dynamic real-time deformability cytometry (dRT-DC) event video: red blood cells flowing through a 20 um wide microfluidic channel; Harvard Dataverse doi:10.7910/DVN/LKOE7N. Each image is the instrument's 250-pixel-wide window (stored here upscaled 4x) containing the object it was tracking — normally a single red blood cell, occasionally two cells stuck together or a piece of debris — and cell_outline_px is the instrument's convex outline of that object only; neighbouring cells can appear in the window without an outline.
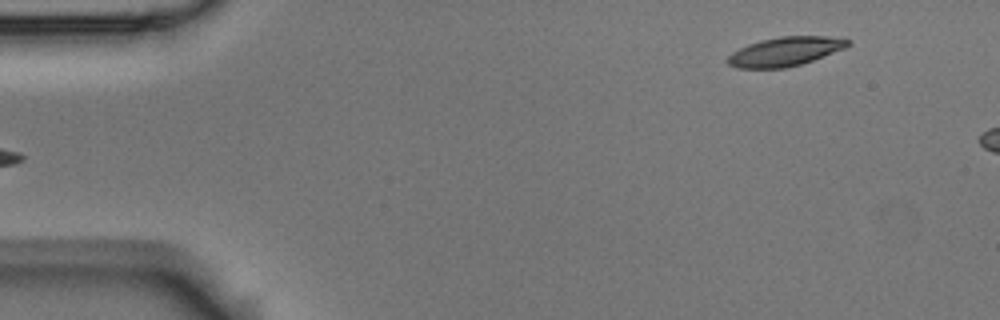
{"species": "Egyptian fruit bat (a non-hibernating species)", "species_latin": "Rousettus aegyptiacus", "temperature_condition": "room temperature", "stored_images_in_passage": 2, "camera_frame_rate_fps": 3000, "um_per_image_px": 0.085, "animal": {"sex": "male"}, "frame": {"image": 1, "passage_image": 2, "time_ms": 0.333, "image_size_px": [1000, 320], "cell_outline_px": [[852, 44], [844, 48], [812, 60], [800, 64], [784, 68], [736, 68], [728, 64], [728, 56], [732, 52], [748, 44], [760, 40], [780, 36], [828, 36], [852, 40]], "centroid_in_image_um": [66.74, 4.37], "position_along_channel_um": 18.3, "area_um2": 20.23}}